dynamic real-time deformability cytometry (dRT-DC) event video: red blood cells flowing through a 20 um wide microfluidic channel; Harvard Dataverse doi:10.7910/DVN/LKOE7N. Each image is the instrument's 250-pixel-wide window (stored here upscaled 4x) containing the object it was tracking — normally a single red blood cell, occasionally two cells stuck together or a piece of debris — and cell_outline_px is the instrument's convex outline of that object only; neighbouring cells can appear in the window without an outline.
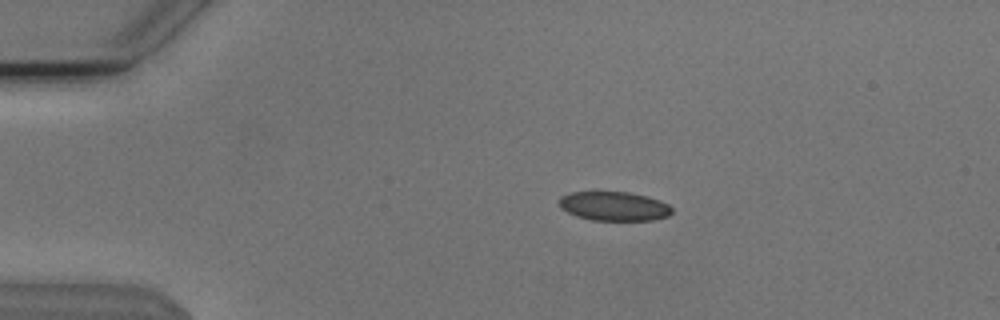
{"species": "Egyptian fruit bat (a non-hibernating species)", "species_latin": "Rousettus aegyptiacus", "temperature_condition": "cold", "stored_images_in_passage": 9, "camera_frame_rate_fps": 3000, "um_per_image_px": 0.085, "animal": {"sex": "male"}, "frame": {"image": 1, "passage_image": 4, "time_ms": 1.0, "image_size_px": [1000, 320], "cell_outline_px": [[672, 212], [668, 216], [652, 220], [592, 220], [576, 216], [560, 208], [560, 196], [572, 192], [628, 192], [648, 196], [660, 200], [668, 204], [672, 208]], "centroid_in_image_um": [52.21, 17.52], "position_along_channel_um": 32.8, "area_um2": 19.13}}
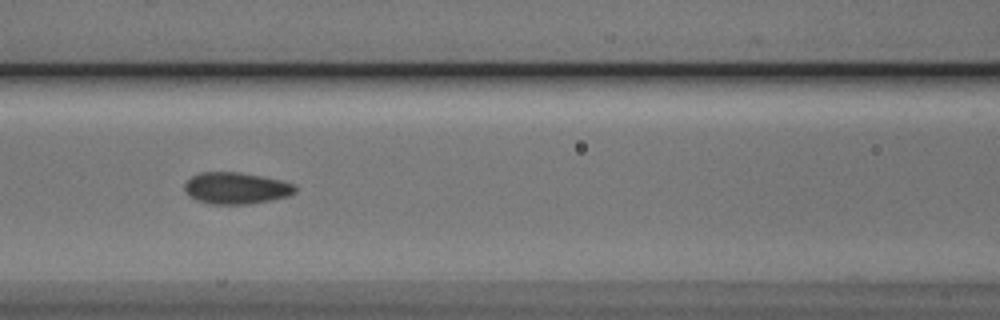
{"frame": {"image": 2, "passage_image": 7, "time_ms": 2.0, "image_size_px": [1000, 320], "cell_outline_px": [[296, 192], [288, 196], [248, 204], [212, 204], [196, 200], [184, 192], [184, 184], [192, 176], [200, 172], [240, 172], [280, 180], [292, 184], [296, 188]], "centroid_in_image_um": [20.02, 15.99], "position_along_channel_um": 146.6, "area_um2": 20.23}}
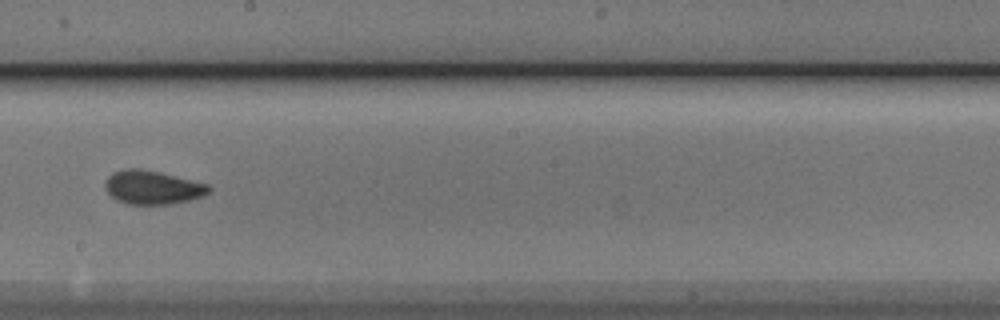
{"frame": {"image": 3, "passage_image": 9, "time_ms": 2.667, "image_size_px": [1000, 320], "cell_outline_px": [[212, 188], [204, 196], [172, 204], [128, 204], [116, 200], [104, 188], [104, 184], [108, 176], [112, 172], [128, 168], [140, 168], [160, 172], [208, 184]], "centroid_in_image_um": [12.95, 15.92], "position_along_channel_um": 235.2, "area_um2": 20.4}}